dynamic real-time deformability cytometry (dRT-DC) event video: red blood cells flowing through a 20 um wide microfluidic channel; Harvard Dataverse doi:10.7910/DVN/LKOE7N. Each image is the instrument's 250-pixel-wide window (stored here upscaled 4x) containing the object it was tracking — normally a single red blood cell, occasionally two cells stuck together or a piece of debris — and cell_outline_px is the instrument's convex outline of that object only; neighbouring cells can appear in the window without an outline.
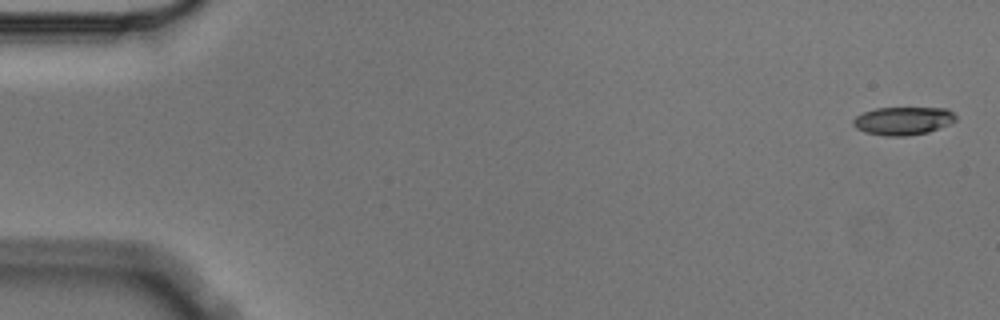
{"species": "Egyptian fruit bat (a non-hibernating species)", "species_latin": "Rousettus aegyptiacus", "temperature_condition": "cold", "stored_images_in_passage": 4, "camera_frame_rate_fps": 3000, "um_per_image_px": 0.085, "animal": {"sex": "male"}, "frame": {"image": 1, "passage_image": 1, "time_ms": 0.0, "image_size_px": [1000, 320], "cell_outline_px": [[956, 120], [948, 124], [928, 132], [908, 136], [884, 136], [864, 132], [856, 128], [852, 124], [852, 120], [856, 116], [864, 112], [876, 108], [948, 108], [956, 116]], "centroid_in_image_um": [76.73, 10.27], "position_along_channel_um": 8.3, "area_um2": 16.82}}
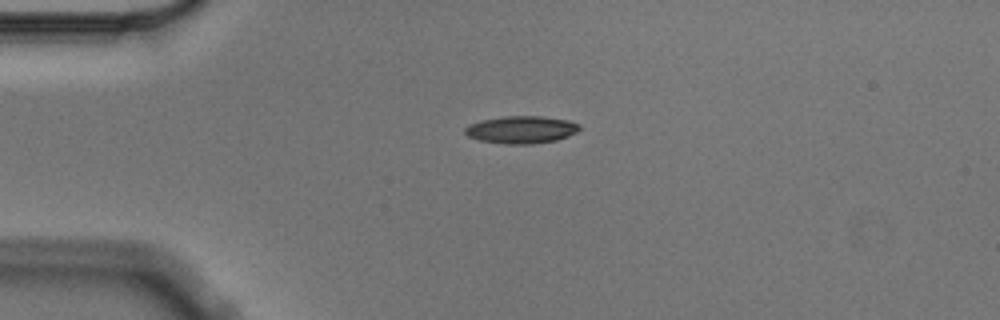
{"frame": {"image": 2, "passage_image": 4, "time_ms": 1.0, "image_size_px": [1000, 320], "cell_outline_px": [[580, 128], [576, 132], [568, 136], [556, 140], [532, 144], [508, 144], [480, 140], [468, 136], [464, 132], [464, 128], [480, 120], [504, 116], [540, 116], [568, 120], [580, 124]], "centroid_in_image_um": [44.32, 11.02], "position_along_channel_um": 40.7, "area_um2": 18.21}}